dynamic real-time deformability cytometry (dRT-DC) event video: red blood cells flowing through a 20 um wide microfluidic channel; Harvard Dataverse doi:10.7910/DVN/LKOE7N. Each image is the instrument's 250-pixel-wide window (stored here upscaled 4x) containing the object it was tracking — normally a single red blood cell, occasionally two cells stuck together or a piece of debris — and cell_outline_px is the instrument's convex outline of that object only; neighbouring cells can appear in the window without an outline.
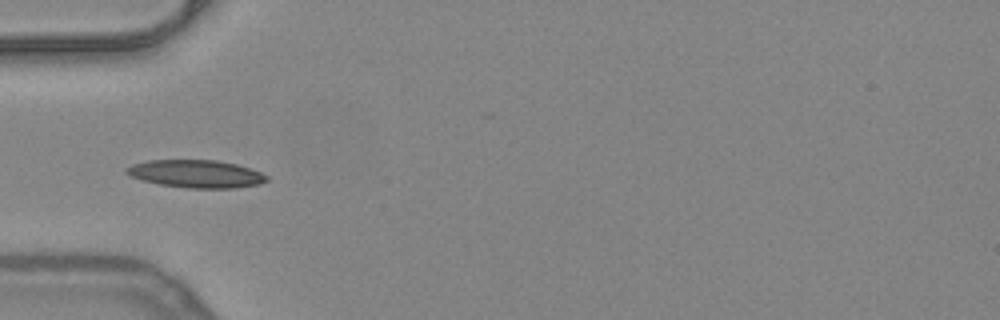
{"species": "common noctule bat (a hibernating species)", "species_latin": "Nyctalus noctula", "temperature_condition": "warm", "stored_images_in_passage": 33, "camera_frame_rate_fps": 3000, "um_per_image_px": 0.085, "animal": {"sex": "female", "body_mass_g": 24.6, "forearm_length_mm": 56.2}, "frame": {"image": 1, "passage_image": 1, "time_ms": 0.0, "image_size_px": [1000, 320], "cell_outline_px": [[268, 180], [260, 184], [236, 188], [188, 188], [160, 184], [140, 180], [124, 172], [124, 168], [132, 164], [148, 160], [216, 160], [236, 164], [260, 172], [268, 176]], "centroid_in_image_um": [16.65, 14.77], "position_along_channel_um": 68.4, "area_um2": 22.72}}
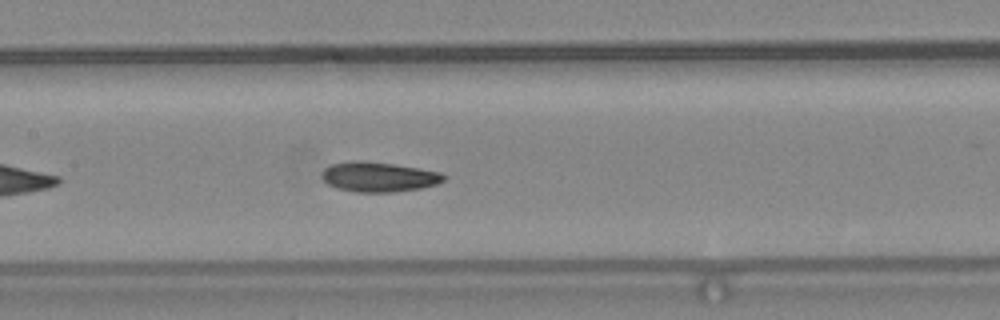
{"frame": {"image": 2, "passage_image": 9, "time_ms": 2.667, "image_size_px": [1000, 320], "cell_outline_px": [[448, 176], [444, 180], [436, 184], [420, 188], [392, 192], [356, 192], [336, 188], [328, 184], [320, 176], [324, 168], [332, 164], [352, 160], [364, 160], [392, 164], [440, 172]], "centroid_in_image_um": [32.15, 15.03], "position_along_channel_um": 175.2, "area_um2": 21.21}}
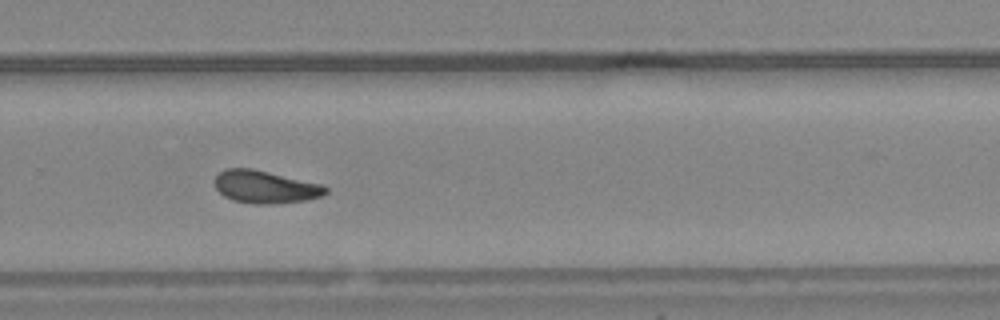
{"frame": {"image": 3, "passage_image": 19, "time_ms": 6.0, "image_size_px": [1000, 320], "cell_outline_px": [[328, 192], [324, 196], [308, 200], [272, 204], [252, 204], [232, 200], [224, 196], [216, 188], [212, 180], [224, 168], [252, 168], [324, 184], [328, 188]], "centroid_in_image_um": [22.57, 15.89], "position_along_channel_um": 307.2, "area_um2": 21.56}, "authors_computed_cell_mechanics": {"area_um2": 20.808, "velocity_mm_per_s": 3.9849, "shape_relaxation_time_tau1_ms": 5.0143, "shape_relaxation_time_tau2_ms": 3.5915, "deformation_change_tau1": 0.129, "deformation_change_tau2": 0.1032}}